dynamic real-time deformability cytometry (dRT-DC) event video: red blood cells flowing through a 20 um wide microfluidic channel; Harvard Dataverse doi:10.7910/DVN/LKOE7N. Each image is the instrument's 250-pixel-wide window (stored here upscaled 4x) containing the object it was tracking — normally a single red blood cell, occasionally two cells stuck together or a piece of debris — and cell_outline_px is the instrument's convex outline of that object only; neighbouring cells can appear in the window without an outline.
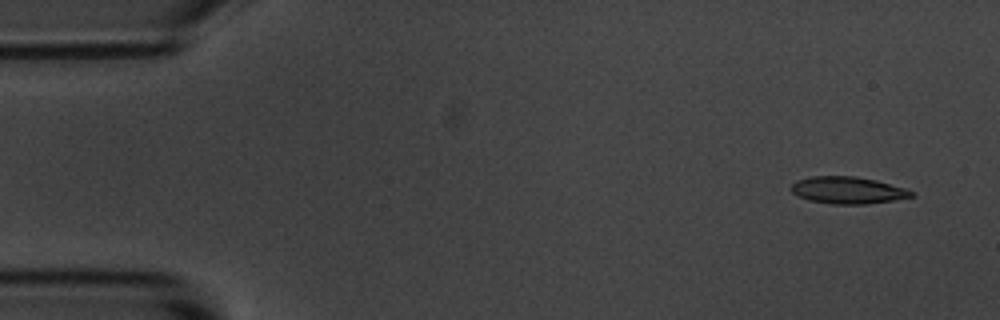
{"species": "common noctule bat (a hibernating species)", "species_latin": "Nyctalus noctula", "temperature_condition": "room temperature", "stored_images_in_passage": 6, "camera_frame_rate_fps": 3000, "um_per_image_px": 0.085, "animal": {"sex": "male", "body_mass_g": 20.1, "forearm_length_mm": 53.5}, "frame": {"image": 1, "passage_image": 1, "time_ms": 0.0, "image_size_px": [1000, 320], "cell_outline_px": [[916, 196], [868, 204], [832, 204], [808, 200], [792, 192], [788, 188], [796, 180], [812, 176], [856, 176], [876, 180], [904, 188], [916, 192]], "centroid_in_image_um": [72.06, 16.16], "position_along_channel_um": 12.9, "area_um2": 19.02}}
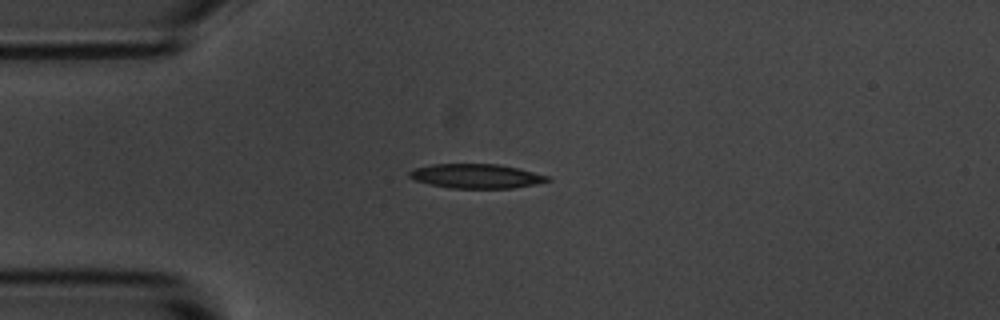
{"frame": {"image": 2, "passage_image": 4, "time_ms": 3.333, "image_size_px": [1000, 320], "cell_outline_px": [[552, 180], [536, 184], [512, 188], [448, 188], [428, 184], [412, 180], [408, 176], [408, 172], [412, 168], [432, 164], [500, 164], [552, 176]], "centroid_in_image_um": [40.46, 14.97], "position_along_channel_um": 44.5, "area_um2": 19.94}}